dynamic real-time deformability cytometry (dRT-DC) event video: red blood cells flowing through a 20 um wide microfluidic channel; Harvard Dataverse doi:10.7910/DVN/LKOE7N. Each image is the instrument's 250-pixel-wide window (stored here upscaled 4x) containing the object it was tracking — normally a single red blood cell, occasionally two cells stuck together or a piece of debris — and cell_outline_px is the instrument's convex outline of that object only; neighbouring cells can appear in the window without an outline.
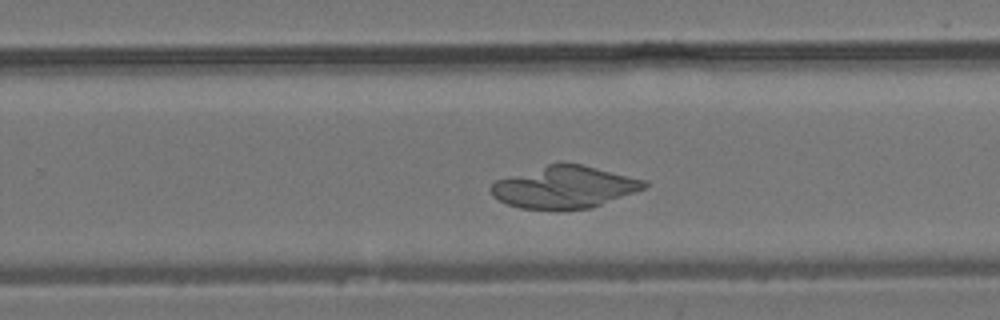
{"species": "common noctule bat (a hibernating species)", "species_latin": "Nyctalus noctula", "temperature_condition": "room temperature", "stored_images_in_passage": 29, "camera_frame_rate_fps": 3000, "um_per_image_px": 0.085, "animal": {"sex": "male", "body_mass_g": 19.2, "forearm_length_mm": 51.8}, "frame": {"image": 1, "passage_image": 21, "time_ms": 6.667, "image_size_px": [1000, 320], "cell_outline_px": [[648, 184], [644, 188], [636, 192], [592, 208], [564, 212], [556, 212], [520, 208], [508, 204], [492, 196], [488, 188], [496, 180], [508, 176], [548, 164], [580, 164], [648, 180]], "centroid_in_image_um": [47.97, 15.96], "position_along_channel_um": 281.8, "area_um2": 38.21}}
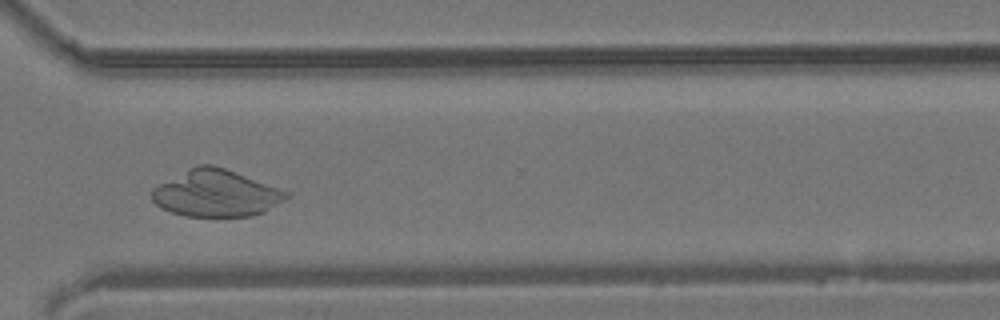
{"frame": {"image": 2, "passage_image": 25, "time_ms": 8.0, "image_size_px": [1000, 320], "cell_outline_px": [[292, 196], [264, 212], [252, 216], [184, 216], [160, 208], [152, 200], [152, 188], [188, 168], [196, 164], [212, 164], [224, 168], [292, 192]], "centroid_in_image_um": [18.39, 16.43], "position_along_channel_um": 352.2, "area_um2": 36.82}}